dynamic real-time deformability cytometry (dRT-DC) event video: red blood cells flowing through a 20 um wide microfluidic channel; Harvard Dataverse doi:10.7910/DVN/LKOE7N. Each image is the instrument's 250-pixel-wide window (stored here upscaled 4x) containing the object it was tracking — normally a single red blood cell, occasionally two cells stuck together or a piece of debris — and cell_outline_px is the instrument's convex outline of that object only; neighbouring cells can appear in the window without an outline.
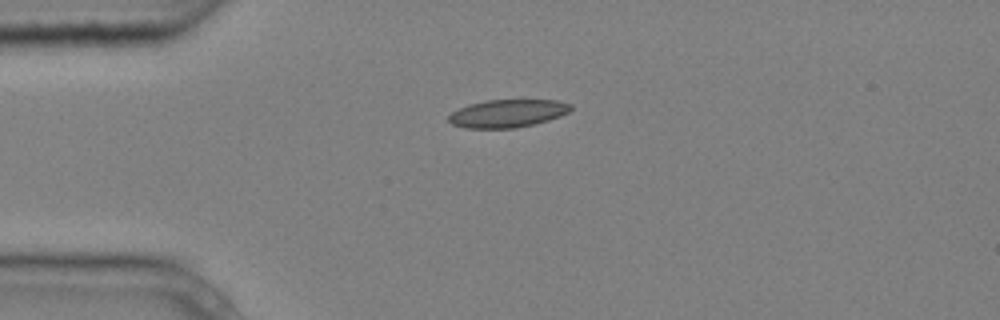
{"species": "common noctule bat (a hibernating species)", "species_latin": "Nyctalus noctula", "temperature_condition": "cold", "stored_images_in_passage": 1, "camera_frame_rate_fps": 3000, "um_per_image_px": 0.085, "animal": {"sex": "male", "body_mass_g": 20.4}, "frame": {"image": 1, "passage_image": 1, "time_ms": 0.0, "image_size_px": [1000, 320], "cell_outline_px": [[572, 108], [568, 112], [560, 116], [536, 124], [516, 128], [464, 128], [452, 124], [448, 120], [448, 116], [452, 112], [468, 104], [484, 100], [556, 100], [572, 104]], "centroid_in_image_um": [43.14, 9.64], "position_along_channel_um": 41.9, "area_um2": 19.94}}